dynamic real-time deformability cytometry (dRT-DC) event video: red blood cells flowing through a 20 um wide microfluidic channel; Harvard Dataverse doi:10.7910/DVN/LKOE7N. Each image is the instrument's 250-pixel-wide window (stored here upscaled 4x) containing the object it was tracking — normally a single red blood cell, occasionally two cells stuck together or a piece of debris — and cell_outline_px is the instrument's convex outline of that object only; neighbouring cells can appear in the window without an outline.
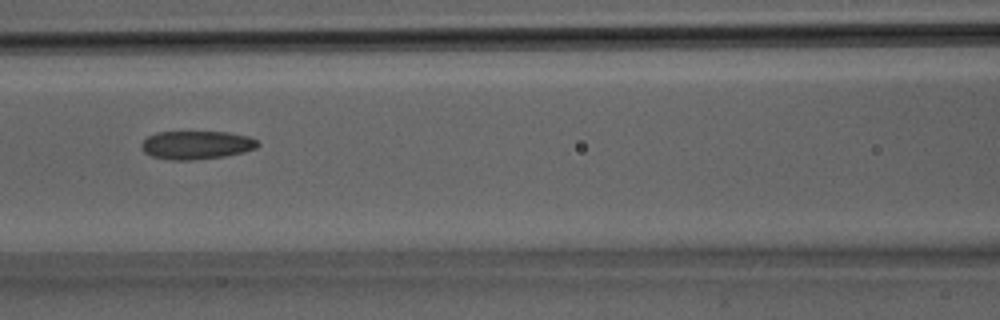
{"species": "Egyptian fruit bat (a non-hibernating species)", "species_latin": "Rousettus aegyptiacus", "temperature_condition": "room temperature", "stored_images_in_passage": 26, "camera_frame_rate_fps": 3000, "um_per_image_px": 0.085, "animal": {"sex": "male"}, "frame": {"image": 1, "passage_image": 10, "time_ms": 3.0, "image_size_px": [1000, 320], "cell_outline_px": [[260, 144], [256, 148], [244, 152], [224, 156], [192, 160], [172, 160], [152, 156], [144, 152], [140, 148], [140, 144], [148, 136], [156, 132], [228, 132], [248, 136], [256, 140]], "centroid_in_image_um": [16.68, 12.32], "position_along_channel_um": 149.9, "area_um2": 19.25}}
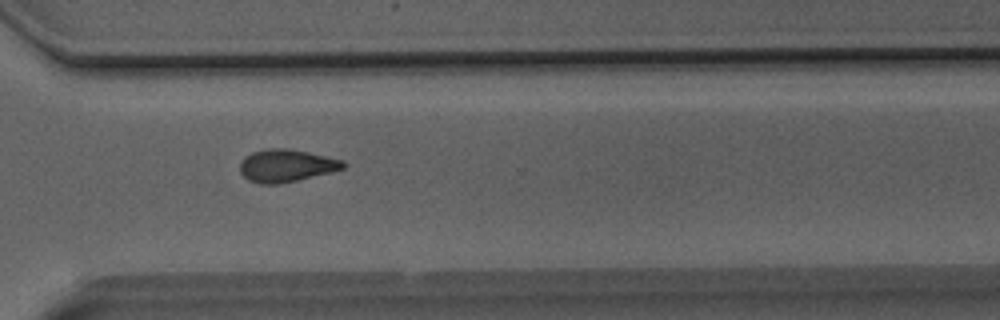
{"frame": {"image": 2, "passage_image": 19, "time_ms": 6.0, "image_size_px": [1000, 320], "cell_outline_px": [[348, 164], [344, 168], [332, 172], [280, 184], [260, 184], [248, 180], [240, 172], [240, 164], [244, 156], [252, 152], [268, 148], [288, 148], [308, 152], [344, 160]], "centroid_in_image_um": [24.34, 14.08], "position_along_channel_um": 346.3, "area_um2": 19.77}}
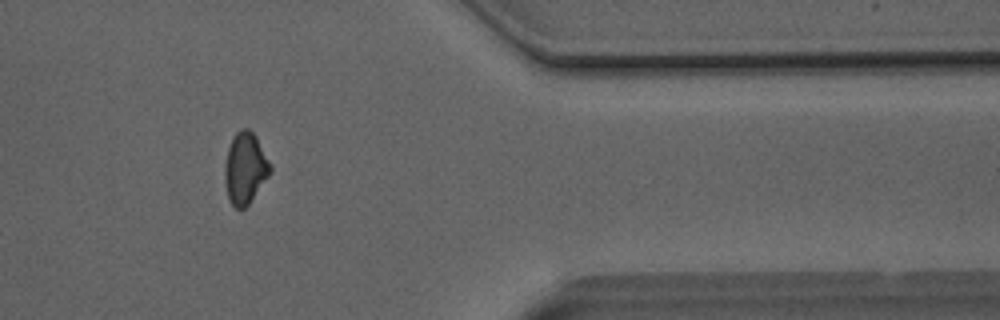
{"frame": {"image": 3, "passage_image": 22, "time_ms": 7.0, "image_size_px": [1000, 320], "cell_outline_px": [[272, 172], [248, 204], [244, 208], [236, 208], [228, 200], [224, 180], [224, 164], [228, 148], [232, 136], [240, 128], [248, 128], [256, 136], [272, 164]], "centroid_in_image_um": [20.84, 14.27], "position_along_channel_um": 390.6, "area_um2": 19.25}}